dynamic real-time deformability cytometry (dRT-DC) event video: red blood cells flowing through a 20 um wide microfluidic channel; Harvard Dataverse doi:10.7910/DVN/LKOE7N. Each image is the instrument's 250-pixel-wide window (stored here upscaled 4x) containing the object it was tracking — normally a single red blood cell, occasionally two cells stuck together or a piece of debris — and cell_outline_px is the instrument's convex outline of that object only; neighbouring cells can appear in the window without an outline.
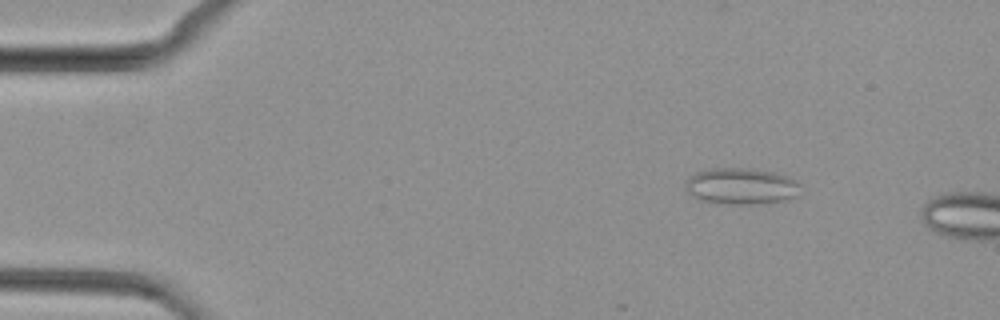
{"species": "common noctule bat (a hibernating species)", "species_latin": "Nyctalus noctula", "temperature_condition": "cold", "stored_images_in_passage": 10, "camera_frame_rate_fps": 3000, "um_per_image_px": 0.085, "animal": {"sex": "female", "body_mass_g": 29.2, "forearm_length_mm": 56.3}, "frame": {"image": 1, "passage_image": 6, "time_ms": 1.667, "image_size_px": [1000, 320], "cell_outline_px": [[800, 196], [784, 200], [756, 204], [736, 204], [700, 200], [688, 192], [684, 188], [684, 184], [696, 172], [712, 168], [748, 168], [772, 172], [796, 180], [800, 184]], "centroid_in_image_um": [63.03, 15.82], "position_along_channel_um": 22.0, "area_um2": 24.22}}